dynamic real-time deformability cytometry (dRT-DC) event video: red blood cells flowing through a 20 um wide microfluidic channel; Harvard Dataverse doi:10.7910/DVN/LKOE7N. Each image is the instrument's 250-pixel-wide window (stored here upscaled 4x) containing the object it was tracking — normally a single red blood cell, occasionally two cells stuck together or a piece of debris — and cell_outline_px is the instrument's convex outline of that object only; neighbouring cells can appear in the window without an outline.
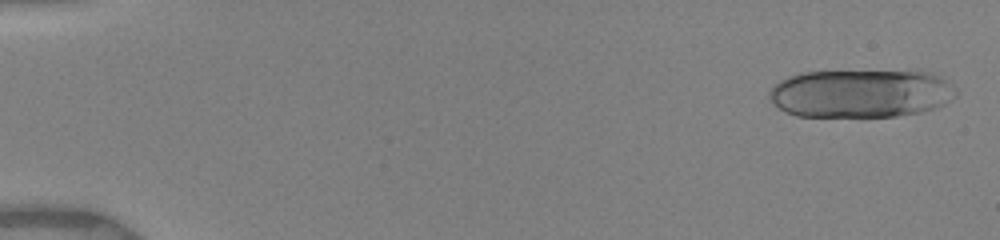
{"species": "human", "species_latin": "Homo sapiens", "temperature_condition": "warm", "stored_images_in_passage": 10, "camera_frame_rate_fps": 3000, "um_per_image_px": 0.085, "donor": {"sex": "female"}, "frame": {"image": 1, "passage_image": 1, "time_ms": 0.0, "image_size_px": [1000, 240], "cell_outline_px": [[956, 96], [952, 100], [936, 108], [920, 112], [896, 116], [796, 116], [784, 112], [768, 96], [768, 92], [780, 80], [788, 76], [804, 72], [916, 68], [920, 68], [940, 72], [956, 88]], "centroid_in_image_um": [73.32, 7.87], "position_along_channel_um": 11.7, "area_um2": 54.56}}
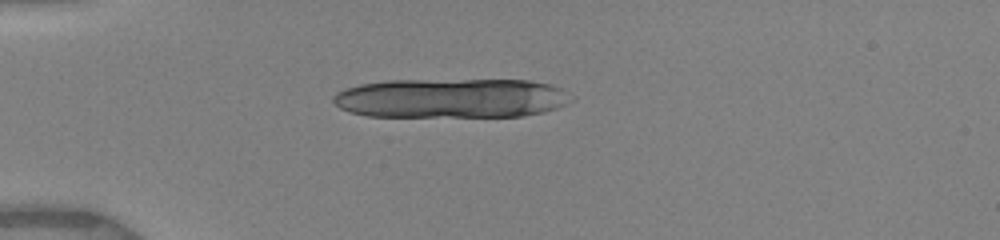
{"frame": {"image": 2, "passage_image": 6, "time_ms": 4.0, "image_size_px": [1000, 240], "cell_outline_px": [[576, 96], [572, 100], [556, 108], [544, 112], [524, 116], [368, 116], [348, 112], [340, 108], [332, 100], [332, 96], [336, 92], [344, 88], [360, 84], [388, 80], [528, 80], [552, 84]], "centroid_in_image_um": [38.36, 8.34], "position_along_channel_um": 46.6, "area_um2": 55.26}}
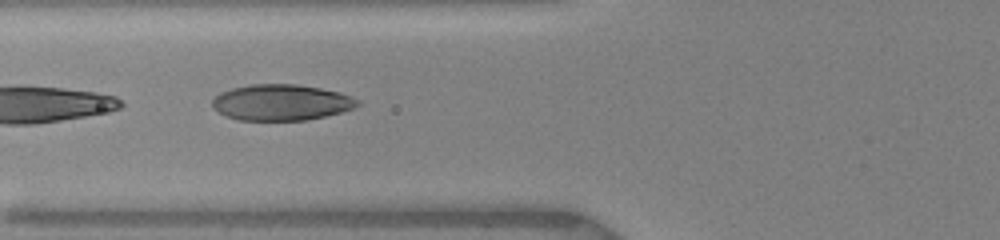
{"frame": {"image": 3, "passage_image": 9, "time_ms": 6.333, "image_size_px": [1000, 240], "cell_outline_px": [[360, 104], [352, 108], [340, 112], [324, 116], [304, 120], [240, 120], [228, 116], [212, 108], [212, 100], [220, 92], [232, 88], [252, 84], [296, 84], [320, 88], [340, 92], [360, 100]], "centroid_in_image_um": [23.9, 8.7], "position_along_channel_um": 101.9, "area_um2": 30.29}}